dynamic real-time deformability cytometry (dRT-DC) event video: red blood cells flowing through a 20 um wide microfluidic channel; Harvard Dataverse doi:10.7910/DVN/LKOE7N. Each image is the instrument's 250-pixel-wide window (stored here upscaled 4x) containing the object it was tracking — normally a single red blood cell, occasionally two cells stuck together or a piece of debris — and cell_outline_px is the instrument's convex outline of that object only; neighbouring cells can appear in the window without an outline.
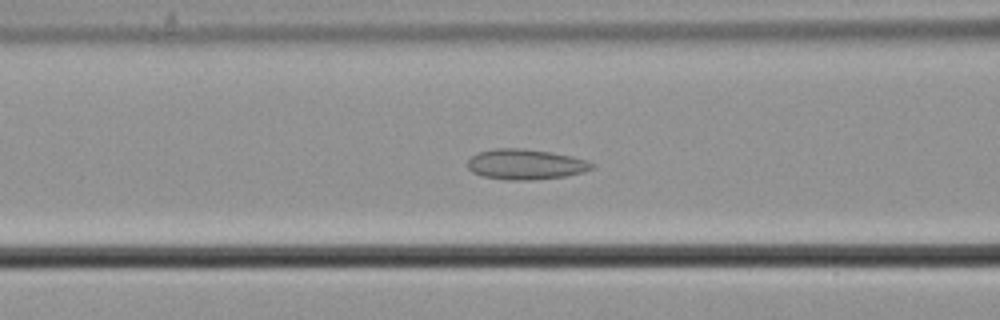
{"species": "common noctule bat (a hibernating species)", "species_latin": "Nyctalus noctula", "temperature_condition": "cold", "stored_images_in_passage": 41, "camera_frame_rate_fps": 3000, "um_per_image_px": 0.085, "animal": {"sex": "male", "body_mass_g": 21.5, "forearm_length_mm": 52.0}, "frame": {"image": 1, "passage_image": 7, "time_ms": 2.0, "image_size_px": [1000, 320], "cell_outline_px": [[592, 168], [584, 172], [568, 176], [532, 180], [504, 180], [484, 176], [472, 172], [468, 168], [468, 160], [472, 156], [480, 152], [496, 148], [520, 148], [552, 152], [572, 156], [588, 160], [592, 164]], "centroid_in_image_um": [44.69, 13.97], "position_along_channel_um": 121.9, "area_um2": 22.02}}
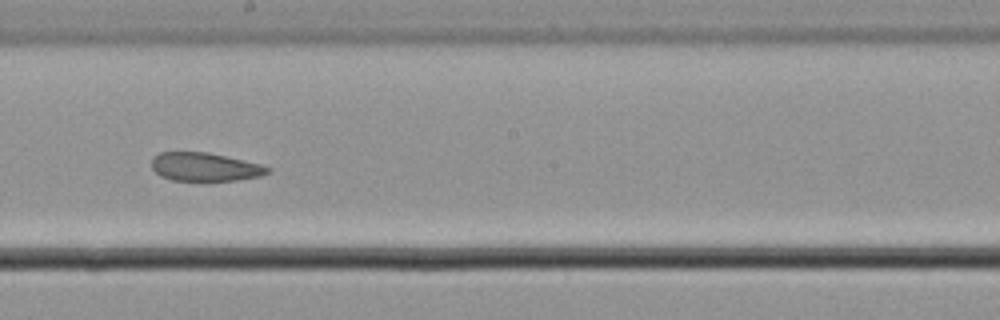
{"frame": {"image": 2, "passage_image": 16, "time_ms": 5.0, "image_size_px": [1000, 320], "cell_outline_px": [[272, 168], [268, 172], [260, 176], [236, 180], [172, 180], [160, 176], [152, 168], [152, 156], [160, 152], [208, 152], [260, 164]], "centroid_in_image_um": [17.38, 14.18], "position_along_channel_um": 230.8, "area_um2": 19.07}}
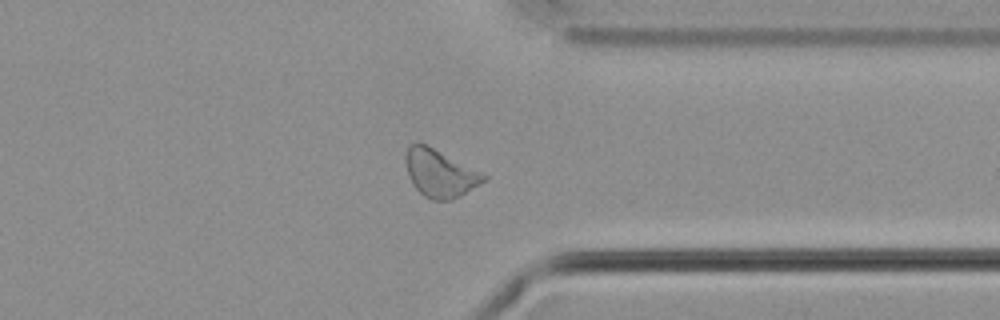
{"frame": {"image": 3, "passage_image": 28, "time_ms": 9.0, "image_size_px": [1000, 320], "cell_outline_px": [[488, 180], [460, 196], [452, 200], [432, 200], [424, 196], [412, 184], [408, 176], [404, 156], [408, 144], [424, 144], [488, 176]], "centroid_in_image_um": [37.37, 14.76], "position_along_channel_um": 374.0, "area_um2": 21.33}, "authors_computed_cell_mechanics": {"area_um2": 21.3282, "velocity_mm_per_s": 3.6365, "shape_relaxation_time_tau1_ms": null, "shape_relaxation_time_tau2_ms": 5.8496, "deformation_change_tau1": null, "deformation_change_tau2": 0.1243}}